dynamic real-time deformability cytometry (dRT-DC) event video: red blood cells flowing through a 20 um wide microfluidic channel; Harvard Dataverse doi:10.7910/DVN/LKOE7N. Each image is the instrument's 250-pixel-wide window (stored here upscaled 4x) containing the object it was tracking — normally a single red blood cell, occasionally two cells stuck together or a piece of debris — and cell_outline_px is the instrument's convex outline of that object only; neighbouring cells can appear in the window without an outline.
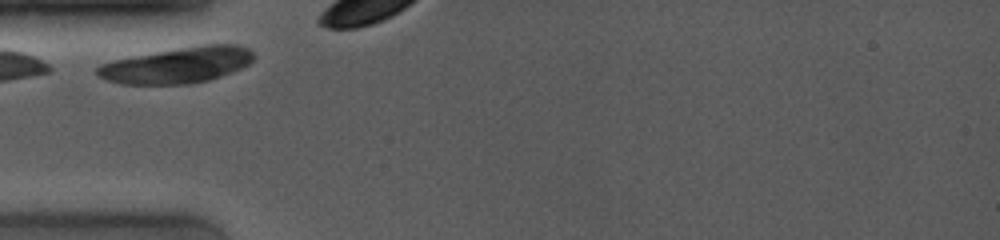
{"species": "common noctule bat (a hibernating species)", "species_latin": "Nyctalus noctula", "temperature_condition": "room temperature", "stored_images_in_passage": 4, "camera_frame_rate_fps": 4000, "um_per_image_px": 0.085, "animal": {"sex": "female", "body_mass_g": 19.0, "forearm_length_mm": 53.3}, "frame": {"image": 1, "passage_image": 1, "time_ms": 0.0, "image_size_px": [1000, 240], "cell_outline_px": [[252, 60], [248, 64], [232, 72], [208, 80], [188, 84], [120, 84], [96, 76], [96, 68], [100, 64], [112, 60], [200, 44], [236, 44], [248, 48], [252, 52]], "centroid_in_image_um": [15.05, 5.54], "position_along_channel_um": 70.0, "area_um2": 32.6}}
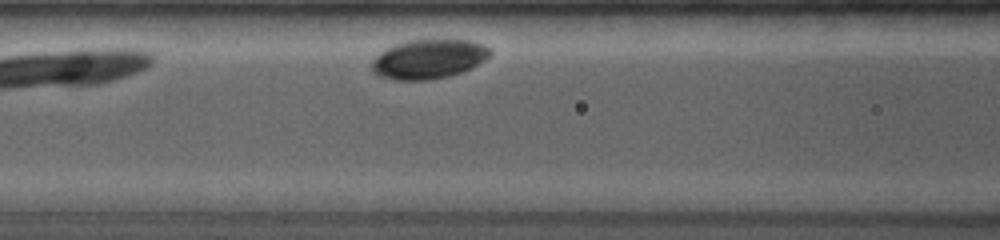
{"frame": {"image": 2, "passage_image": 4, "time_ms": 2.5, "image_size_px": [1000, 240], "cell_outline_px": [[492, 56], [460, 72], [448, 76], [428, 80], [396, 80], [380, 76], [372, 72], [372, 60], [384, 48], [408, 40], [468, 40], [484, 44], [492, 48]], "centroid_in_image_um": [36.43, 5.01], "position_along_channel_um": 130.2, "area_um2": 27.11}}